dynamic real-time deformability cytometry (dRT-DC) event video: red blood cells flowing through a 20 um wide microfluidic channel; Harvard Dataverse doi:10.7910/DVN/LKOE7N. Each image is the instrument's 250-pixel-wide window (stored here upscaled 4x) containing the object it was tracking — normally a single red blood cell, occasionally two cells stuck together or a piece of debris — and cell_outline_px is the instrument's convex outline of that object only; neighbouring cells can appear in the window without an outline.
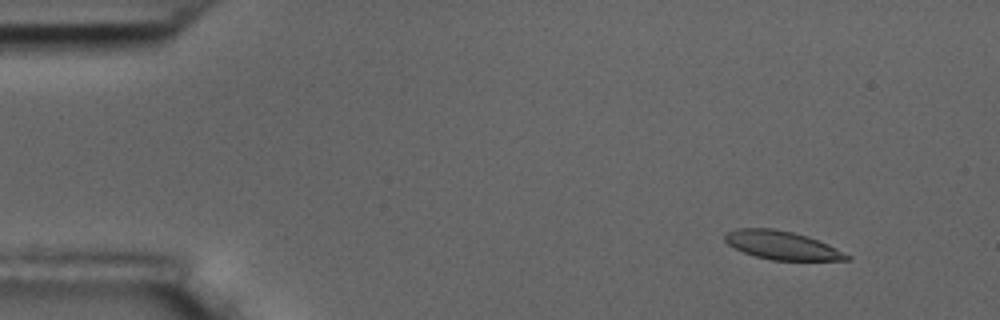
{"species": "common noctule bat (a hibernating species)", "species_latin": "Nyctalus noctula", "temperature_condition": "room temperature", "stored_images_in_passage": 5, "camera_frame_rate_fps": 3000, "um_per_image_px": 0.085, "animal": {"sex": "male", "body_mass_g": 17.5, "forearm_length_mm": 52.3}, "frame": {"image": 1, "passage_image": 2, "time_ms": 1.333, "image_size_px": [1000, 320], "cell_outline_px": [[852, 256], [848, 260], [772, 260], [756, 256], [744, 252], [728, 244], [724, 240], [724, 236], [728, 232], [736, 228], [772, 228], [792, 232], [808, 236], [828, 244]], "centroid_in_image_um": [66.48, 20.84], "position_along_channel_um": 18.5, "area_um2": 20.06}}
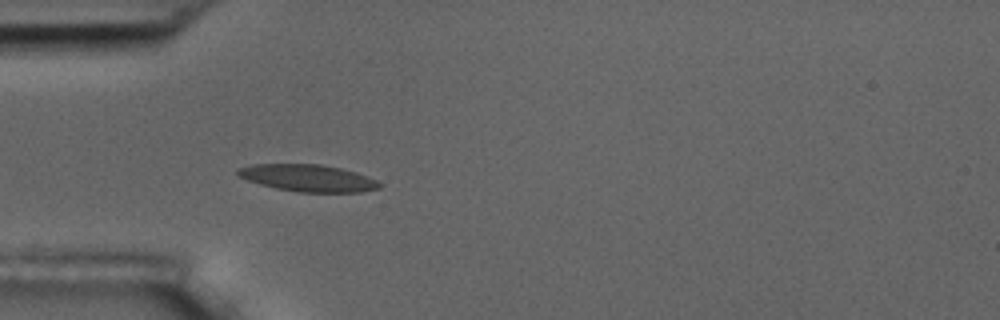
{"frame": {"image": 2, "passage_image": 5, "time_ms": 5.0, "image_size_px": [1000, 320], "cell_outline_px": [[384, 184], [380, 188], [360, 192], [296, 192], [276, 188], [260, 184], [248, 180], [240, 176], [236, 172], [240, 168], [252, 164], [320, 164], [340, 168], [356, 172], [376, 180]], "centroid_in_image_um": [26.22, 15.13], "position_along_channel_um": 58.8, "area_um2": 22.2}}